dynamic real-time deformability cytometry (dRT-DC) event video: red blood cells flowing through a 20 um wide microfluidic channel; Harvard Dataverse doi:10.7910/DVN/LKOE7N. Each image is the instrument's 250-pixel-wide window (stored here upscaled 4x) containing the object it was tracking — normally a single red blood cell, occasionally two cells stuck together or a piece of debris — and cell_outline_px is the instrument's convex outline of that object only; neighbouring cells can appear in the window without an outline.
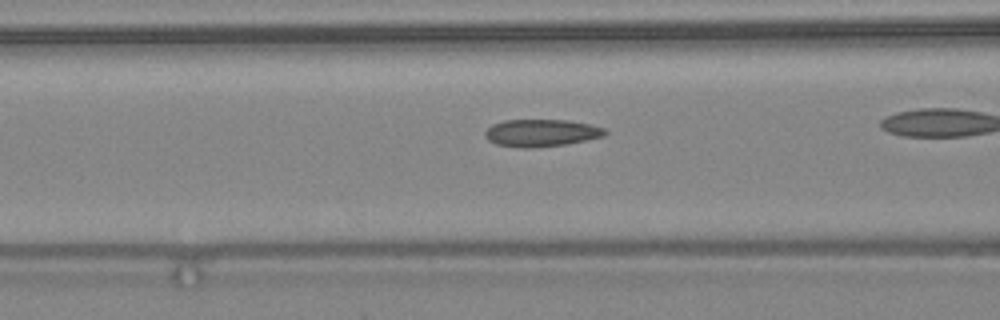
{"species": "common noctule bat (a hibernating species)", "species_latin": "Nyctalus noctula", "temperature_condition": "warm", "stored_images_in_passage": 22, "camera_frame_rate_fps": 3000, "um_per_image_px": 0.085, "animal": {"sex": "female", "body_mass_g": 24.6, "forearm_length_mm": 56.2}, "frame": {"image": 1, "passage_image": 4, "time_ms": 1.0, "image_size_px": [1000, 320], "cell_outline_px": [[608, 132], [604, 136], [568, 144], [532, 148], [520, 148], [496, 144], [488, 140], [484, 136], [484, 132], [492, 124], [504, 120], [568, 120], [588, 124], [604, 128]], "centroid_in_image_um": [45.99, 11.3], "position_along_channel_um": 120.6, "area_um2": 19.19}}